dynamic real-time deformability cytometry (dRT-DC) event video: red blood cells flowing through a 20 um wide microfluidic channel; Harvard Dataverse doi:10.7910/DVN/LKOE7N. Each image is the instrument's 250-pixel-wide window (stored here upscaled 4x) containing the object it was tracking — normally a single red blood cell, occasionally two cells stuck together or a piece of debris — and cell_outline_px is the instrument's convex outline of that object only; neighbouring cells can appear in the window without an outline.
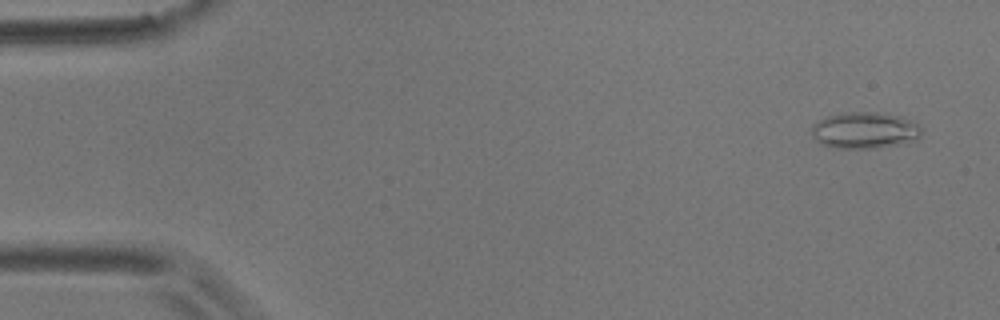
{"species": "common noctule bat (a hibernating species)", "species_latin": "Nyctalus noctula", "temperature_condition": "room temperature", "stored_images_in_passage": 56, "camera_frame_rate_fps": 3000, "um_per_image_px": 0.085, "animal": {"sex": "male", "body_mass_g": 17.9}, "frame": {"image": 1, "passage_image": 3, "time_ms": 0.667, "image_size_px": [1000, 320], "cell_outline_px": [[920, 136], [916, 140], [876, 148], [836, 148], [824, 144], [816, 140], [812, 136], [812, 124], [828, 116], [848, 112], [876, 112], [900, 116], [916, 124], [920, 128]], "centroid_in_image_um": [73.47, 11.08], "position_along_channel_um": 11.5, "area_um2": 22.95}}
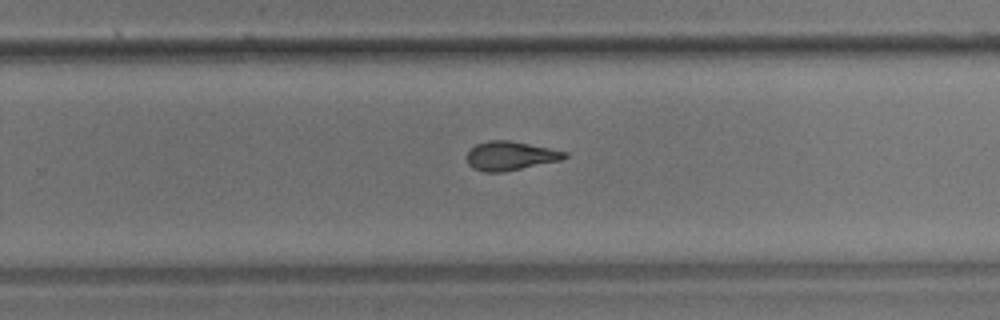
{"frame": {"image": 2, "passage_image": 36, "time_ms": 11.667, "image_size_px": [1000, 320], "cell_outline_px": [[568, 156], [560, 160], [504, 172], [484, 172], [472, 168], [468, 164], [468, 152], [476, 144], [488, 140], [508, 140], [568, 152]], "centroid_in_image_um": [43.36, 13.25], "position_along_channel_um": 286.4, "area_um2": 16.3}}
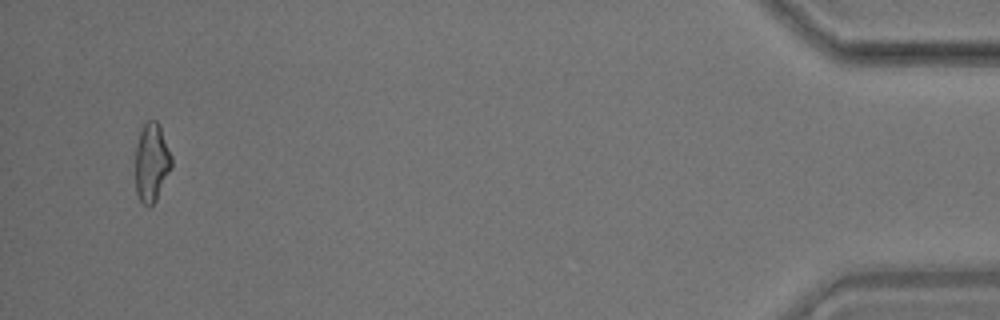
{"frame": {"image": 3, "passage_image": 54, "time_ms": 17.667, "image_size_px": [1000, 320], "cell_outline_px": [[172, 168], [156, 200], [148, 208], [140, 200], [136, 192], [136, 148], [140, 132], [144, 124], [148, 120], [156, 120], [160, 124], [172, 156]], "centroid_in_image_um": [12.91, 13.8], "position_along_channel_um": 422.3, "area_um2": 16.65}, "authors_computed_cell_mechanics": {"area_um2": 16.9354, "velocity_mm_per_s": 3.5827, "shape_relaxation_time_tau1_ms": null, "shape_relaxation_time_tau2_ms": 2.9561, "deformation_change_tau1": null, "deformation_change_tau2": 0.1155}}